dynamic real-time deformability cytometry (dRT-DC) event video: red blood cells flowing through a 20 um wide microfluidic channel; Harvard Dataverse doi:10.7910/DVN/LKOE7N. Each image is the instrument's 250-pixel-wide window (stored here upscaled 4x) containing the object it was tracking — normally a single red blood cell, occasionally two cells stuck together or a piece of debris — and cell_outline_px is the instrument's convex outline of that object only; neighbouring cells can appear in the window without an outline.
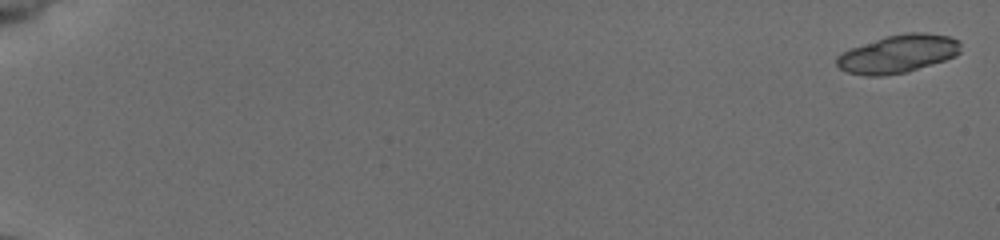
{"species": "common noctule bat (a hibernating species)", "species_latin": "Nyctalus noctula", "temperature_condition": "cold", "stored_images_in_passage": 24, "camera_frame_rate_fps": 3000, "um_per_image_px": 0.085, "animal": {"sex": "female", "body_mass_g": 19.5, "forearm_length_mm": 54.1}, "frame": {"image": 1, "passage_image": 1, "time_ms": 0.0, "image_size_px": [1000, 240], "cell_outline_px": [[960, 52], [956, 56], [908, 72], [884, 76], [864, 76], [848, 72], [840, 68], [836, 64], [836, 56], [852, 48], [888, 36], [908, 32], [924, 32], [948, 36], [960, 40]], "centroid_in_image_um": [76.36, 4.59], "position_along_channel_um": 8.6, "area_um2": 27.34}}
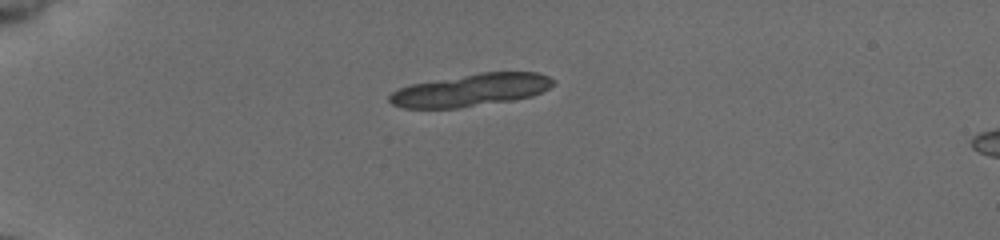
{"frame": {"image": 2, "passage_image": 16, "time_ms": 5.0, "image_size_px": [1000, 240], "cell_outline_px": [[556, 84], [532, 96], [512, 100], [460, 108], [404, 108], [392, 104], [388, 100], [388, 96], [396, 88], [412, 84], [480, 72], [536, 72], [548, 76], [556, 80]], "centroid_in_image_um": [40.02, 7.66], "position_along_channel_um": 45.0, "area_um2": 31.04}}